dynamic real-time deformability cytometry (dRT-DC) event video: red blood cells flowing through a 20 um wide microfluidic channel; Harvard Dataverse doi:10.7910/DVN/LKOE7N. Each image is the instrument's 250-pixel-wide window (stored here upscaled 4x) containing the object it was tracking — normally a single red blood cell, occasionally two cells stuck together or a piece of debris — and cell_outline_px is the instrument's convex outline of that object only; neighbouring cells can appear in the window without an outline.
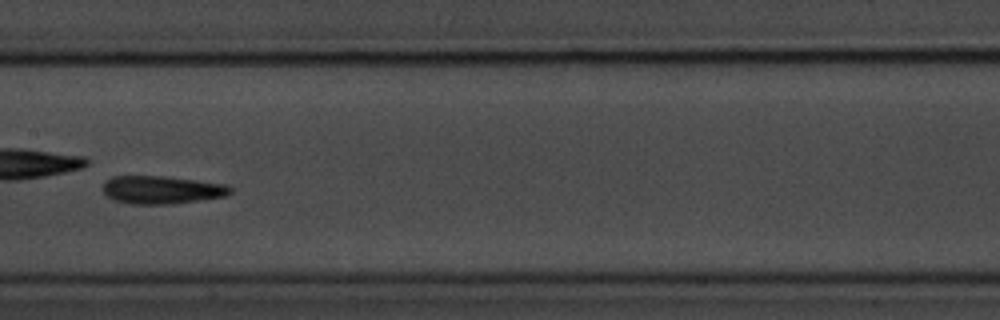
{"species": "common noctule bat (a hibernating species)", "species_latin": "Nyctalus noctula", "temperature_condition": "room temperature", "stored_images_in_passage": 50, "camera_frame_rate_fps": 3000, "um_per_image_px": 0.085, "animal": {"sex": "male", "body_mass_g": 20.1, "forearm_length_mm": 53.5}, "frame": {"image": 1, "passage_image": 22, "time_ms": 7.0, "image_size_px": [1000, 320], "cell_outline_px": [[232, 192], [228, 196], [172, 204], [132, 204], [116, 200], [108, 196], [104, 192], [104, 184], [112, 176], [164, 176], [228, 184], [232, 188]], "centroid_in_image_um": [13.82, 16.13], "position_along_channel_um": 193.6, "area_um2": 20.75}, "authors_computed_cell_mechanics": {"area_um2": 19.3919, "velocity_mm_per_s": 3.6658, "shape_relaxation_time_tau1_ms": 2.1104, "shape_relaxation_time_tau2_ms": null, "deformation_change_tau1": 0.2147, "deformation_change_tau2": null}}